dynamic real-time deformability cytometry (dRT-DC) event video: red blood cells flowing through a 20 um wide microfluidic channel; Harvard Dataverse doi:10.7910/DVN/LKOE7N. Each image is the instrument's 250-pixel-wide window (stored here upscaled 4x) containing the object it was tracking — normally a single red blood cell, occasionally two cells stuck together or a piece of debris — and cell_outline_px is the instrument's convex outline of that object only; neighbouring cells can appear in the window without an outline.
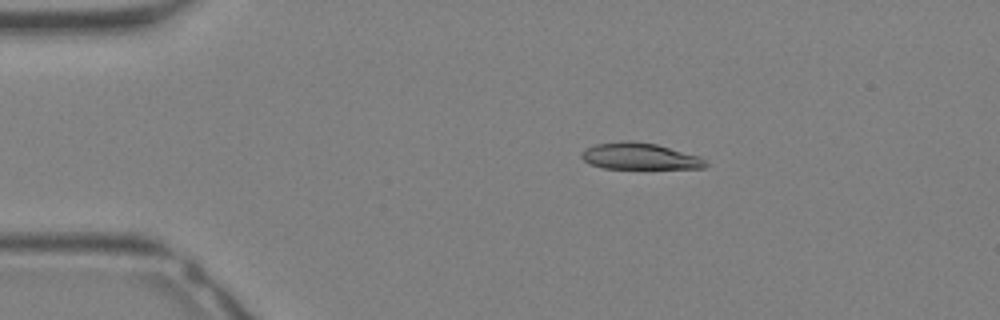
{"species": "Egyptian fruit bat (a non-hibernating species)", "species_latin": "Rousettus aegyptiacus", "temperature_condition": "warm", "stored_images_in_passage": 28, "camera_frame_rate_fps": 3000, "um_per_image_px": 0.085, "animal": {"sex": "female"}, "frame": {"image": 1, "passage_image": 2, "time_ms": 0.333, "image_size_px": [1000, 320], "cell_outline_px": [[708, 164], [704, 168], [604, 168], [588, 164], [580, 156], [580, 152], [596, 144], [624, 140], [628, 140], [656, 144], [700, 156]], "centroid_in_image_um": [54.35, 13.28], "position_along_channel_um": 30.7, "area_um2": 19.07}}
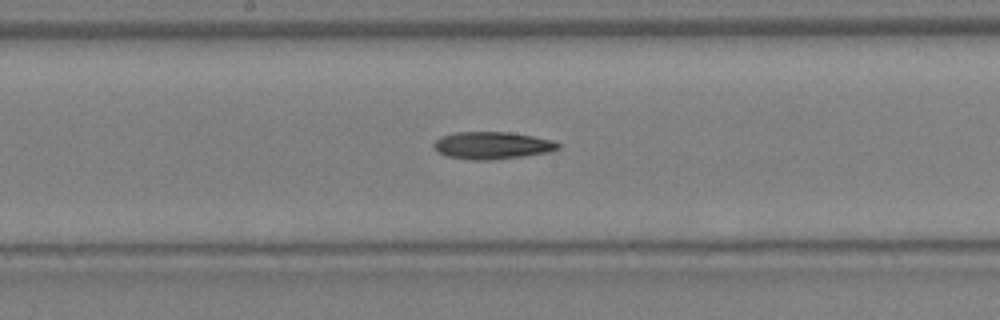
{"frame": {"image": 2, "passage_image": 13, "time_ms": 4.0, "image_size_px": [1000, 320], "cell_outline_px": [[560, 148], [548, 152], [492, 160], [472, 160], [448, 156], [436, 152], [432, 148], [432, 144], [440, 136], [456, 132], [508, 132], [532, 136], [552, 140], [560, 144]], "centroid_in_image_um": [41.77, 12.36], "position_along_channel_um": 206.4, "area_um2": 19.77}}
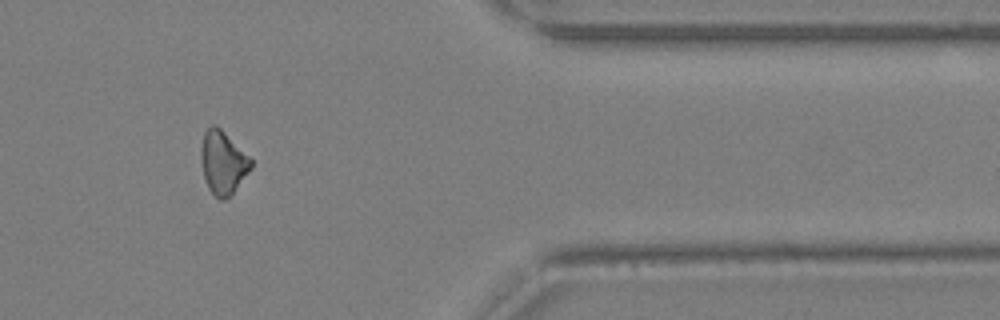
{"frame": {"image": 3, "passage_image": 23, "time_ms": 7.333, "image_size_px": [1000, 320], "cell_outline_px": [[252, 168], [232, 192], [224, 200], [220, 200], [208, 188], [204, 176], [200, 156], [200, 148], [204, 132], [212, 124], [216, 124], [252, 160]], "centroid_in_image_um": [18.92, 13.79], "position_along_channel_um": 392.5, "area_um2": 18.03}}